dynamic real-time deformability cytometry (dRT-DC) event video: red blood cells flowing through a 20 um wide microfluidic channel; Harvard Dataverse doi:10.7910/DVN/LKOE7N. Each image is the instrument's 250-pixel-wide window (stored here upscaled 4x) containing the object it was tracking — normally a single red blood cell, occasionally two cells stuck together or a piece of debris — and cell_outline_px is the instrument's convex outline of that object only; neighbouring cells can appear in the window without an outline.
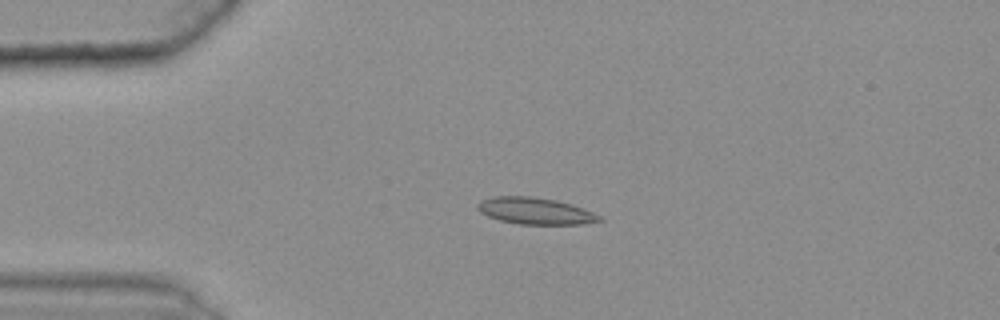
{"species": "common noctule bat (a hibernating species)", "species_latin": "Nyctalus noctula", "temperature_condition": "warm", "stored_images_in_passage": 48, "camera_frame_rate_fps": 3000, "um_per_image_px": 0.085, "animal": {"sex": "female", "body_mass_g": 25.1}, "frame": {"image": 1, "passage_image": 14, "time_ms": 4.333, "image_size_px": [1000, 320], "cell_outline_px": [[604, 220], [580, 224], [520, 224], [500, 220], [488, 216], [480, 212], [476, 208], [476, 204], [480, 200], [496, 196], [528, 196], [556, 200], [572, 204], [584, 208], [604, 216]], "centroid_in_image_um": [45.52, 17.93], "position_along_channel_um": 39.5, "area_um2": 19.07}}
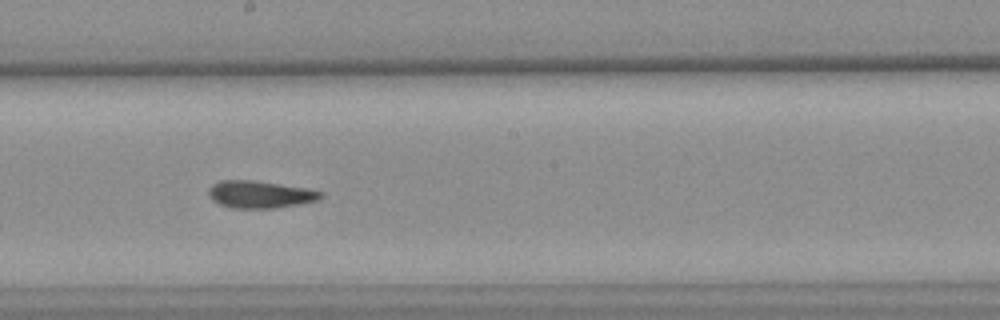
{"frame": {"image": 2, "passage_image": 32, "time_ms": 10.333, "image_size_px": [1000, 320], "cell_outline_px": [[324, 196], [320, 200], [272, 208], [232, 208], [220, 204], [212, 200], [208, 196], [208, 188], [212, 184], [220, 180], [248, 180], [308, 188], [324, 192]], "centroid_in_image_um": [22.09, 16.52], "position_along_channel_um": 226.1, "area_um2": 17.8}}
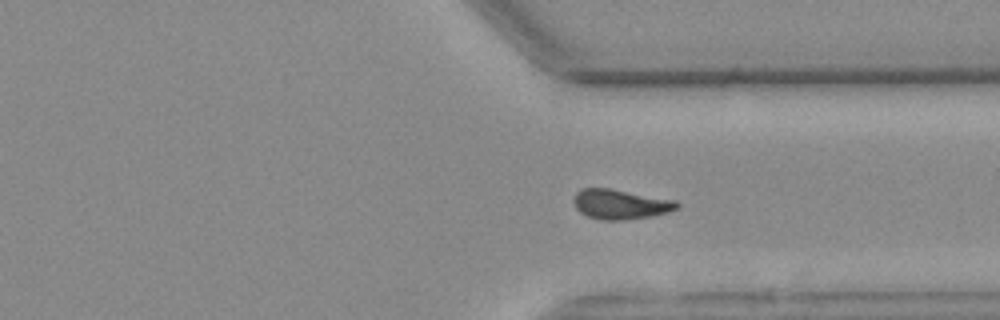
{"frame": {"image": 3, "passage_image": 43, "time_ms": 14.0, "image_size_px": [1000, 320], "cell_outline_px": [[680, 208], [668, 212], [648, 216], [624, 220], [604, 220], [588, 216], [580, 212], [576, 208], [572, 200], [576, 192], [584, 188], [608, 188], [676, 200], [680, 204]], "centroid_in_image_um": [52.74, 17.35], "position_along_channel_um": 358.7, "area_um2": 17.86}, "authors_computed_cell_mechanics": {"area_um2": 17.9758, "velocity_mm_per_s": 3.6046, "shape_relaxation_time_tau1_ms": null, "shape_relaxation_time_tau2_ms": 3.4591, "deformation_change_tau1": null, "deformation_change_tau2": 0.0883}}